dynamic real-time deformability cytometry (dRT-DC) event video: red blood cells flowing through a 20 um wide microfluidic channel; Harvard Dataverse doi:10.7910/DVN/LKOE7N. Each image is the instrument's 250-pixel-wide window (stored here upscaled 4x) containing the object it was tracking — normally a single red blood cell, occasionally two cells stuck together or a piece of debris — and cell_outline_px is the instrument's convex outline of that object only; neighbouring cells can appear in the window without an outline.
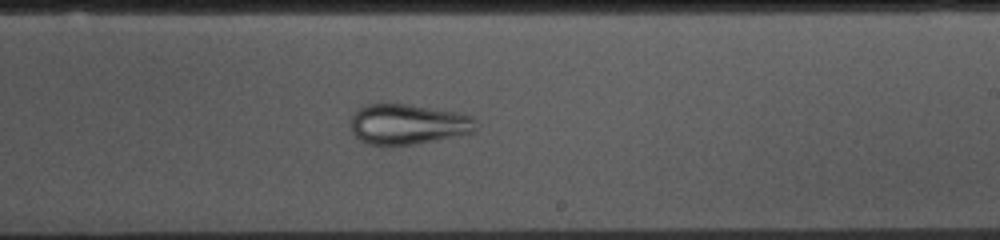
{"species": "common noctule bat (a hibernating species)", "species_latin": "Nyctalus noctula", "temperature_condition": "cold", "stored_images_in_passage": 54, "camera_frame_rate_fps": 3000, "um_per_image_px": 0.085, "animal": {"sex": "female", "body_mass_g": 10.0, "forearm_length_mm": 53.1}, "frame": {"image": 1, "passage_image": 31, "time_ms": 10.0, "image_size_px": [1000, 240], "cell_outline_px": [[476, 132], [416, 144], [368, 144], [360, 140], [352, 132], [352, 116], [356, 108], [380, 100], [388, 100], [456, 112], [472, 116], [476, 120]], "centroid_in_image_um": [34.65, 10.5], "position_along_channel_um": 254.3, "area_um2": 30.11}}
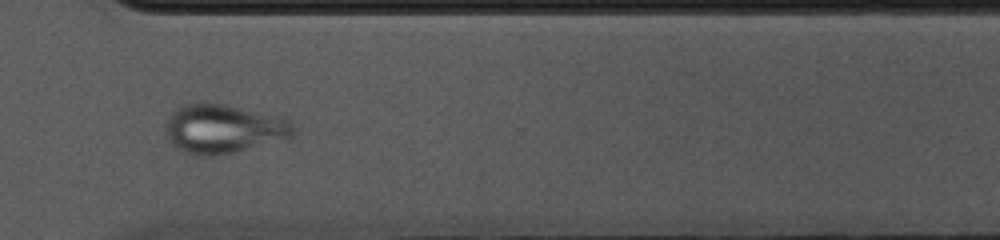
{"frame": {"image": 2, "passage_image": 39, "time_ms": 12.667, "image_size_px": [1000, 240], "cell_outline_px": [[292, 136], [288, 140], [236, 152], [212, 156], [196, 156], [180, 148], [168, 136], [168, 120], [172, 112], [176, 108], [184, 104], [196, 100], [224, 104], [284, 116], [292, 120]], "centroid_in_image_um": [19.1, 10.92], "position_along_channel_um": 351.5, "area_um2": 36.82}}
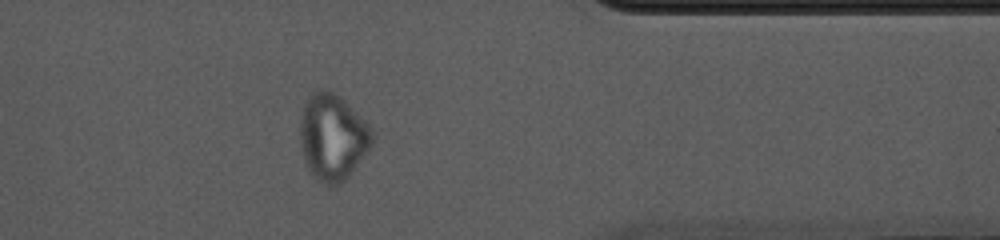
{"frame": {"image": 3, "passage_image": 43, "time_ms": 14.0, "image_size_px": [1000, 240], "cell_outline_px": [[372, 144], [348, 176], [340, 184], [328, 188], [320, 184], [312, 176], [304, 160], [300, 148], [300, 112], [304, 100], [312, 92], [320, 88], [328, 88], [340, 96], [372, 128]], "centroid_in_image_um": [28.21, 11.65], "position_along_channel_um": 383.2, "area_um2": 36.82}}